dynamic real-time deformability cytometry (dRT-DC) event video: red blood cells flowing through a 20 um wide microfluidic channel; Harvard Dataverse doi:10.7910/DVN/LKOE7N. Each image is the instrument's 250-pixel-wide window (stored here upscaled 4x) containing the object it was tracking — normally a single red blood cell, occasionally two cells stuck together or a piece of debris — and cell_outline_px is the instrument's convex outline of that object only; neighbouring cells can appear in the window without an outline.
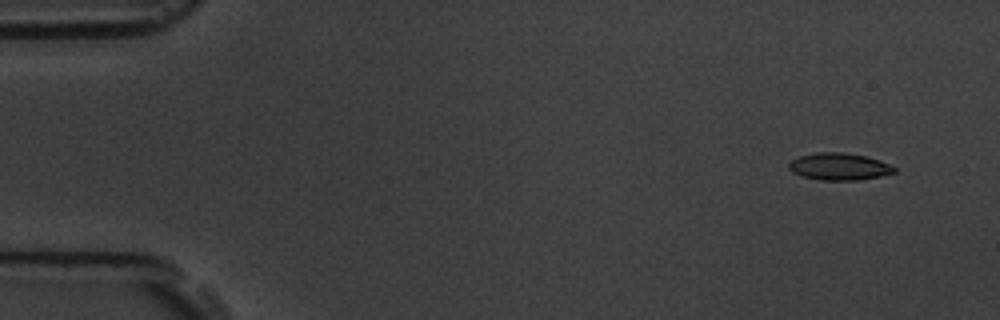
{"species": "common noctule bat (a hibernating species)", "species_latin": "Nyctalus noctula", "temperature_condition": "room temperature", "stored_images_in_passage": 5, "camera_frame_rate_fps": 3000, "um_per_image_px": 0.085, "animal": {"sex": "male", "body_mass_g": 19.5, "forearm_length_mm": 54.6}, "frame": {"image": 1, "passage_image": 1, "time_ms": 0.0, "image_size_px": [1000, 320], "cell_outline_px": [[896, 172], [880, 176], [860, 180], [820, 180], [804, 176], [792, 172], [788, 168], [788, 164], [792, 160], [800, 156], [816, 152], [844, 152], [864, 156], [880, 160], [896, 168]], "centroid_in_image_um": [71.33, 14.16], "position_along_channel_um": 13.7, "area_um2": 16.59}}
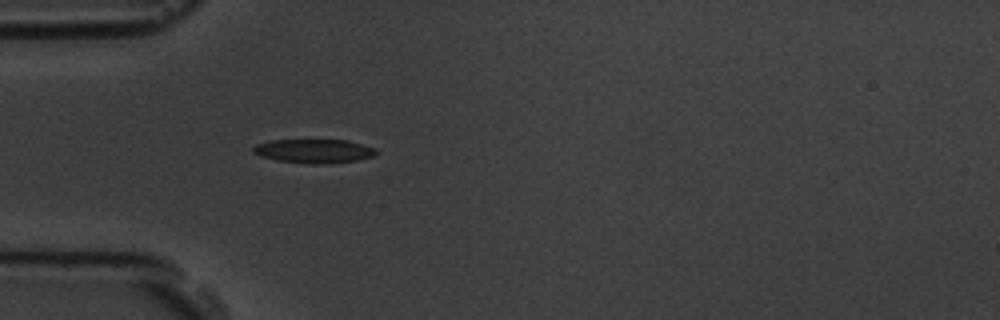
{"frame": {"image": 2, "passage_image": 5, "time_ms": 4.333, "image_size_px": [1000, 320], "cell_outline_px": [[380, 152], [376, 156], [356, 160], [324, 164], [312, 164], [276, 160], [260, 156], [252, 152], [252, 148], [256, 144], [272, 140], [348, 140], [376, 148]], "centroid_in_image_um": [26.72, 12.84], "position_along_channel_um": 58.3, "area_um2": 17.28}}